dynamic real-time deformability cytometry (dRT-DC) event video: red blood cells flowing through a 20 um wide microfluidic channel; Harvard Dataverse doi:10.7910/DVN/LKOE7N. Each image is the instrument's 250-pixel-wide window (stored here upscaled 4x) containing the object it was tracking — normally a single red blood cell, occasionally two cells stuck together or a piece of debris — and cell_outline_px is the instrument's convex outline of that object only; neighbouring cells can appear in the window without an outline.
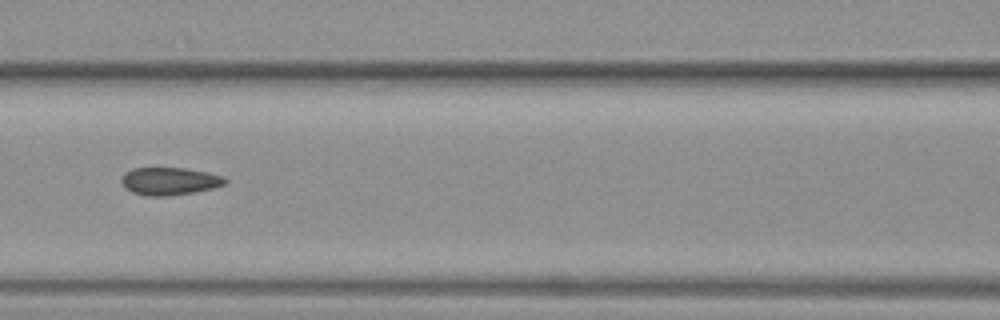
{"species": "common noctule bat (a hibernating species)", "species_latin": "Nyctalus noctula", "temperature_condition": "warm", "stored_images_in_passage": 31, "camera_frame_rate_fps": 3000, "um_per_image_px": 0.085, "animal": {"sex": "female", "body_mass_g": 19.3, "forearm_length_mm": 54.1}, "frame": {"image": 1, "passage_image": 22, "time_ms": 7.0, "image_size_px": [1000, 320], "cell_outline_px": [[228, 184], [196, 192], [168, 196], [148, 196], [132, 192], [124, 188], [120, 180], [124, 172], [132, 168], [184, 168], [208, 172], [224, 176], [228, 180]], "centroid_in_image_um": [14.42, 15.4], "position_along_channel_um": 152.2, "area_um2": 16.99}}